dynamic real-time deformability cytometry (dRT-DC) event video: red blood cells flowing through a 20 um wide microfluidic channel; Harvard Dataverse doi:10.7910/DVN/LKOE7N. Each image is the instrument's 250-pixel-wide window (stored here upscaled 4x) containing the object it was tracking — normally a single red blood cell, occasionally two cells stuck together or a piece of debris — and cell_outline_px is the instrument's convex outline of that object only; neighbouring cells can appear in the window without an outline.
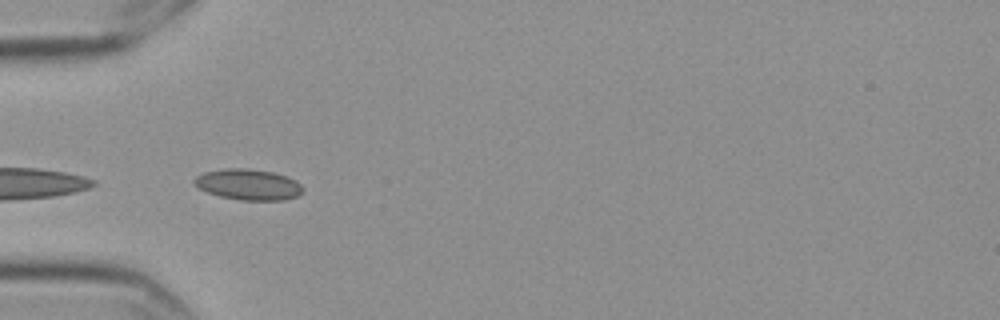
{"species": "Egyptian fruit bat (a non-hibernating species)", "species_latin": "Rousettus aegyptiacus", "temperature_condition": "cold", "stored_images_in_passage": 13, "camera_frame_rate_fps": 3000, "um_per_image_px": 0.085, "frame": {"image": 1, "passage_image": 1, "time_ms": 0.0, "image_size_px": [1000, 320], "cell_outline_px": [[304, 192], [296, 196], [284, 200], [240, 200], [220, 196], [208, 192], [192, 184], [192, 180], [196, 176], [204, 172], [224, 168], [248, 168], [272, 172], [288, 176], [296, 180], [304, 188]], "centroid_in_image_um": [21.11, 15.67], "position_along_channel_um": 63.9, "area_um2": 19.71}}